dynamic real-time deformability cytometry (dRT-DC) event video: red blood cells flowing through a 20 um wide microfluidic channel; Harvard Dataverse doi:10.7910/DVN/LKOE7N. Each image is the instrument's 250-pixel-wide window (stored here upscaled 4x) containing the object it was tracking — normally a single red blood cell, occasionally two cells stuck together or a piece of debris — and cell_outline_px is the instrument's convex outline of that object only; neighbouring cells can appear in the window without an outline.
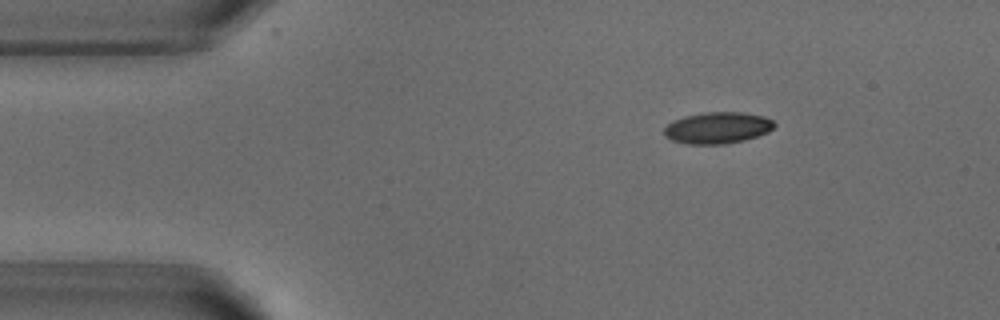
{"species": "common noctule bat (a hibernating species)", "species_latin": "Nyctalus noctula", "temperature_condition": "warm", "stored_images_in_passage": 45, "camera_frame_rate_fps": 3000, "um_per_image_px": 0.085, "animal": {"sex": "male", "body_mass_g": 18.8}, "frame": {"image": 1, "passage_image": 1, "time_ms": 0.0, "image_size_px": [1000, 320], "cell_outline_px": [[776, 124], [768, 132], [744, 140], [724, 144], [688, 144], [672, 140], [664, 136], [664, 128], [668, 124], [676, 120], [688, 116], [708, 112], [740, 112], [764, 116], [772, 120]], "centroid_in_image_um": [61.0, 10.87], "position_along_channel_um": 24.0, "area_um2": 19.94}}
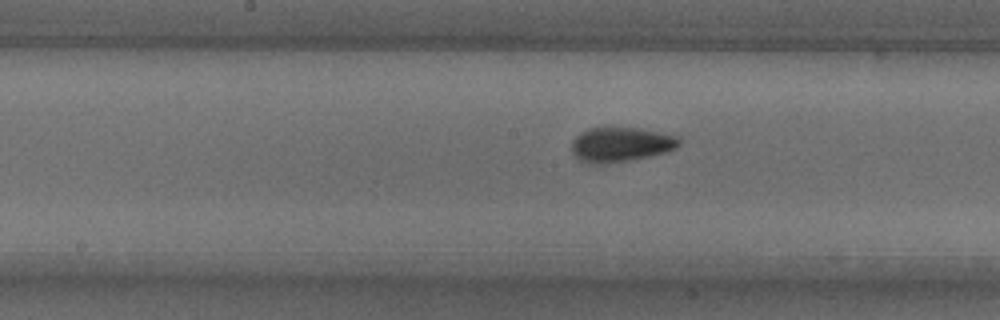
{"frame": {"image": 2, "passage_image": 19, "time_ms": 6.0, "image_size_px": [1000, 320], "cell_outline_px": [[680, 144], [676, 148], [668, 152], [628, 160], [604, 164], [588, 164], [580, 160], [572, 152], [572, 140], [580, 132], [588, 128], [640, 128], [680, 136]], "centroid_in_image_um": [52.78, 12.28], "position_along_channel_um": 195.4, "area_um2": 21.79}}
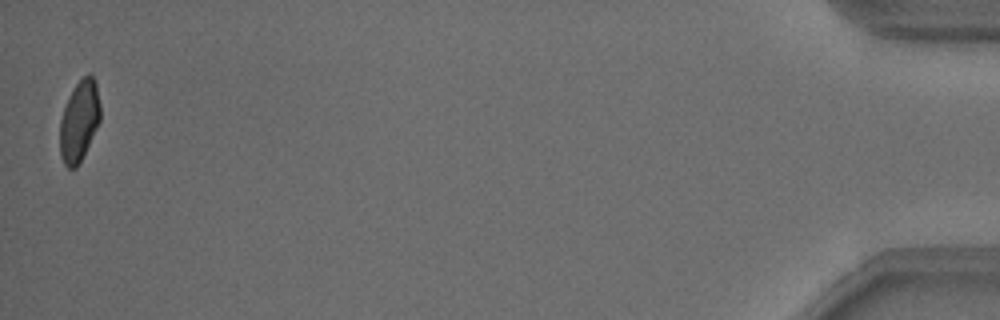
{"frame": {"image": 3, "passage_image": 45, "time_ms": 14.667, "image_size_px": [1000, 320], "cell_outline_px": [[100, 120], [76, 168], [68, 168], [64, 164], [60, 156], [60, 120], [68, 96], [76, 84], [88, 72], [92, 76], [96, 84], [100, 104]], "centroid_in_image_um": [6.72, 10.26], "position_along_channel_um": 428.5, "area_um2": 18.73}, "authors_computed_cell_mechanics": {"area_um2": 20.5768, "velocity_mm_per_s": 3.8221, "shape_relaxation_time_tau1_ms": 2.9973, "shape_relaxation_time_tau2_ms": 1.2603, "deformation_change_tau1": 0.1246, "deformation_change_tau2": 0.0598}}